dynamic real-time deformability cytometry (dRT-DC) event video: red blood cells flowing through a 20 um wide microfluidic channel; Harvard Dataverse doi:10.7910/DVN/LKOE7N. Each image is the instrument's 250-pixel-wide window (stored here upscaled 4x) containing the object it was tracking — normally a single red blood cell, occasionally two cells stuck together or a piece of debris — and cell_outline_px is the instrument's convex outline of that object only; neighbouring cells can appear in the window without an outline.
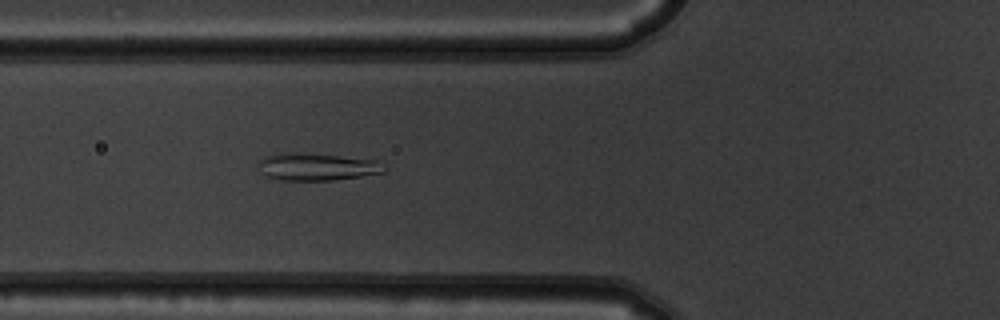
{"species": "common noctule bat (a hibernating species)", "species_latin": "Nyctalus noctula", "temperature_condition": "warm", "stored_images_in_passage": 5, "camera_frame_rate_fps": 3000, "um_per_image_px": 0.085, "animal": {"sex": "male", "body_mass_g": 19.5, "forearm_length_mm": 54.6}, "frame": {"image": 1, "passage_image": 5, "time_ms": 1.333, "image_size_px": [1000, 320], "cell_outline_px": [[384, 172], [336, 180], [284, 180], [264, 176], [260, 172], [256, 164], [256, 160], [264, 156], [280, 152], [296, 152], [376, 160], [384, 168]], "centroid_in_image_um": [26.79, 14.17], "position_along_channel_um": 99.0, "area_um2": 20.11}}